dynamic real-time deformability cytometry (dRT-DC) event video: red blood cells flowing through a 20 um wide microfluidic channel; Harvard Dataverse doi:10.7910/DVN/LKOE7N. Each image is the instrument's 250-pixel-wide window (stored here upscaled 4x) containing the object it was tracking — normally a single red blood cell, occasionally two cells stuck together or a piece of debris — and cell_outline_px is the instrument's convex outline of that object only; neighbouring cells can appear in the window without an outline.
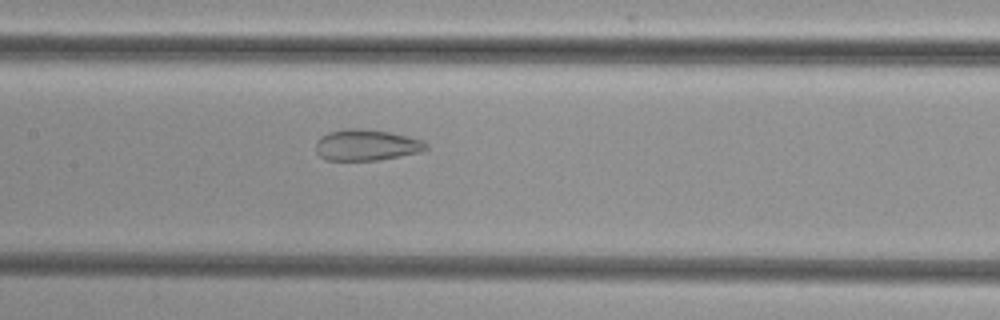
{"species": "common noctule bat (a hibernating species)", "species_latin": "Nyctalus noctula", "temperature_condition": "cold", "stored_images_in_passage": 53, "camera_frame_rate_fps": 3000, "um_per_image_px": 0.085, "animal": {"sex": "female", "body_mass_g": 29.2, "forearm_length_mm": 56.3}, "frame": {"image": 1, "passage_image": 26, "time_ms": 8.333, "image_size_px": [1000, 320], "cell_outline_px": [[428, 148], [420, 152], [380, 160], [328, 160], [320, 156], [316, 152], [316, 140], [320, 136], [328, 132], [344, 128], [364, 128], [392, 132], [424, 140], [428, 144]], "centroid_in_image_um": [31.15, 12.31], "position_along_channel_um": 176.2, "area_um2": 20.35}}
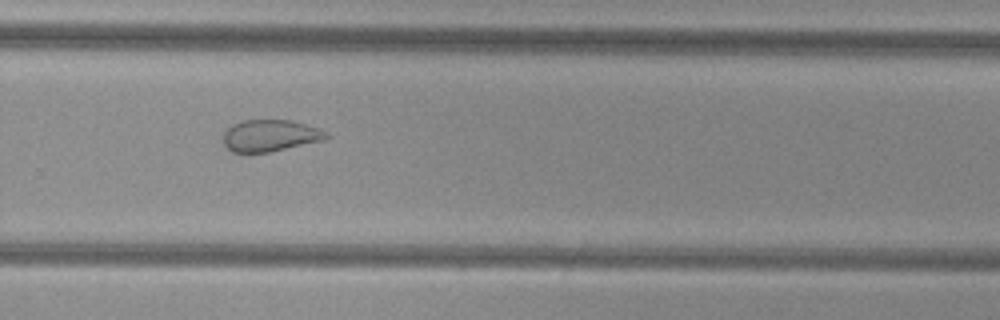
{"frame": {"image": 2, "passage_image": 36, "time_ms": 11.667, "image_size_px": [1000, 320], "cell_outline_px": [[328, 136], [324, 140], [268, 152], [232, 152], [224, 144], [224, 132], [232, 124], [244, 120], [292, 120], [320, 128]], "centroid_in_image_um": [22.95, 11.51], "position_along_channel_um": 306.8, "area_um2": 18.84}}
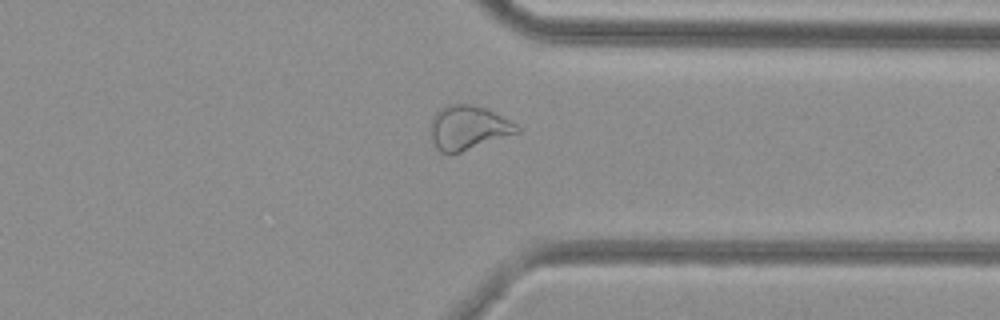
{"frame": {"image": 3, "passage_image": 41, "time_ms": 13.333, "image_size_px": [1000, 320], "cell_outline_px": [[520, 132], [448, 156], [440, 152], [436, 148], [432, 140], [432, 116], [440, 108], [448, 104], [472, 104], [488, 108], [516, 124], [520, 128]], "centroid_in_image_um": [39.79, 10.85], "position_along_channel_um": 371.6, "area_um2": 22.31}}